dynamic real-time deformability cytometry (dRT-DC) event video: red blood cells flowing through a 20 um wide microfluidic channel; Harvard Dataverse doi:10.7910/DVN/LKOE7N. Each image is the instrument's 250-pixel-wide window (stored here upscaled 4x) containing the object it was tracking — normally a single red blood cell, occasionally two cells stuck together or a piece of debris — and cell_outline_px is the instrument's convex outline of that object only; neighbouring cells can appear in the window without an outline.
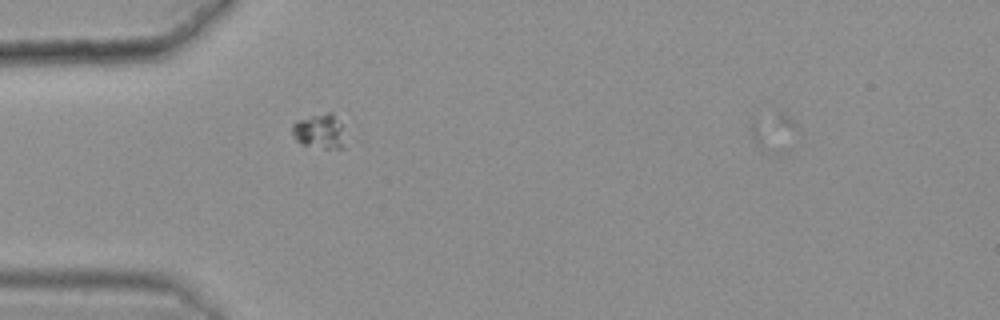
{"species": "common noctule bat (a hibernating species)", "species_latin": "Nyctalus noctula", "temperature_condition": "warm", "stored_images_in_passage": 39, "camera_frame_rate_fps": 3000, "um_per_image_px": 0.085, "animal": {"sex": "female", "body_mass_g": 25.1}, "frame": {"image": 1, "passage_image": 4, "time_ms": 1.0, "image_size_px": [1000, 320], "cell_outline_px": [[344, 148], [324, 148], [300, 144], [292, 136], [292, 124], [296, 120], [328, 112], [332, 112], [340, 124]], "centroid_in_image_um": [27.09, 11.16], "position_along_channel_um": 57.9, "area_um2": 10.46}}
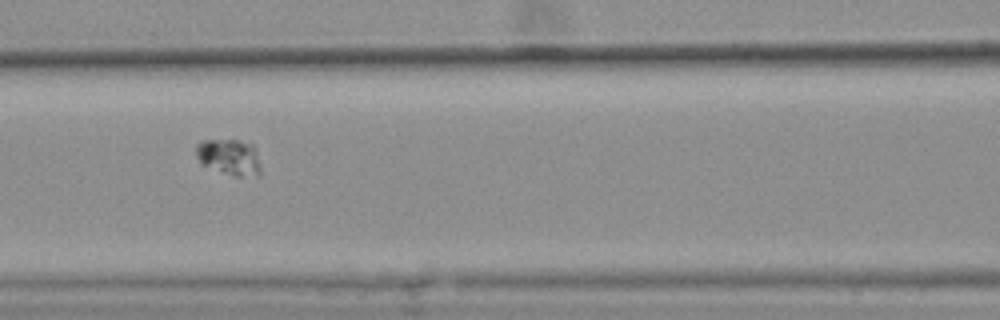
{"frame": {"image": 2, "passage_image": 12, "time_ms": 3.667, "image_size_px": [1000, 320], "cell_outline_px": [[260, 176], [232, 176], [200, 164], [196, 156], [196, 144], [200, 140], [240, 140], [252, 144], [256, 152], [260, 168]], "centroid_in_image_um": [19.46, 13.35], "position_along_channel_um": 147.1, "area_um2": 13.76}}
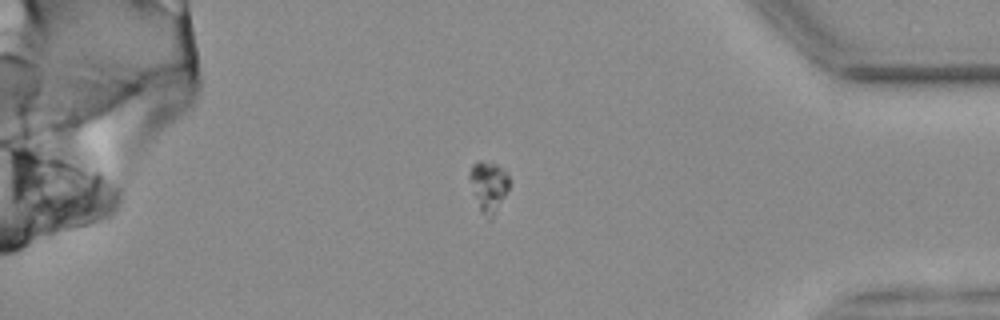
{"frame": {"image": 3, "passage_image": 35, "time_ms": 11.333, "image_size_px": [1000, 320], "cell_outline_px": [[512, 184], [492, 220], [488, 220], [480, 212], [468, 176], [468, 172], [472, 164], [480, 160], [496, 164], [504, 168], [508, 172]], "centroid_in_image_um": [41.57, 15.85], "position_along_channel_um": 393.6, "area_um2": 12.25}}